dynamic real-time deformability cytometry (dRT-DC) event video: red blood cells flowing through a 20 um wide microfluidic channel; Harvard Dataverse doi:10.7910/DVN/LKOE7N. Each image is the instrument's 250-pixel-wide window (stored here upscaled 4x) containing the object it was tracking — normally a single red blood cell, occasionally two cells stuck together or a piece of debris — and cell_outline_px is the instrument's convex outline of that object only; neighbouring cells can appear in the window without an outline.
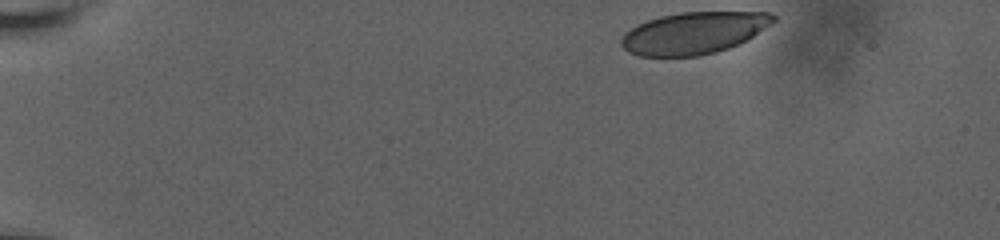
{"species": "human", "species_latin": "Homo sapiens", "temperature_condition": "room temperature", "stored_images_in_passage": 43, "camera_frame_rate_fps": 3000, "um_per_image_px": 0.085, "donor": {"sex": "male"}, "frame": {"image": 1, "passage_image": 1, "time_ms": 0.0, "image_size_px": [1000, 240], "cell_outline_px": [[776, 20], [772, 24], [752, 36], [728, 48], [716, 52], [696, 56], [640, 56], [628, 52], [620, 44], [620, 40], [636, 24], [660, 16], [680, 12], [768, 12], [776, 16]], "centroid_in_image_um": [58.97, 2.79], "position_along_channel_um": 26.0, "area_um2": 36.88}}
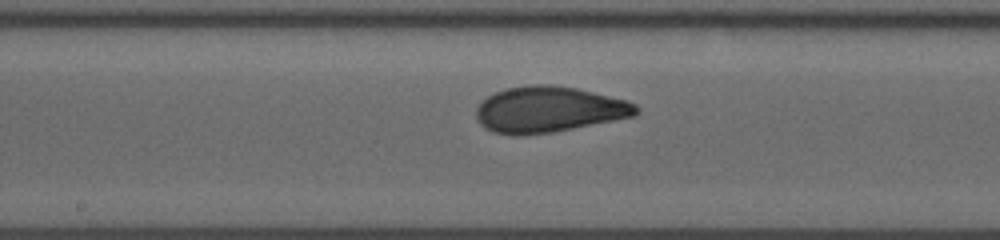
{"frame": {"image": 2, "passage_image": 25, "time_ms": 8.0, "image_size_px": [1000, 240], "cell_outline_px": [[640, 112], [636, 116], [552, 132], [516, 136], [492, 132], [484, 128], [480, 124], [476, 116], [476, 108], [488, 96], [504, 88], [532, 84], [552, 84], [576, 88], [628, 100], [636, 104], [640, 108]], "centroid_in_image_um": [46.66, 9.3], "position_along_channel_um": 201.5, "area_um2": 43.06}}
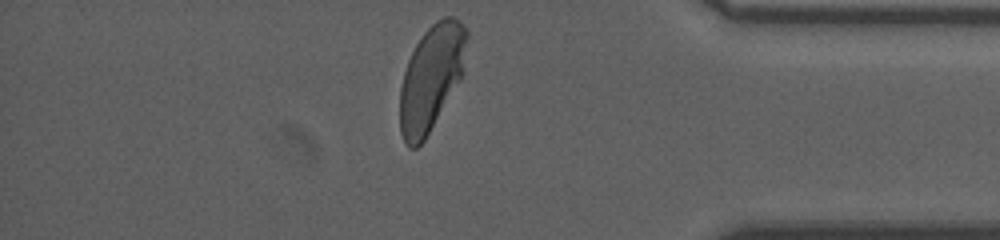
{"frame": {"image": 3, "passage_image": 43, "time_ms": 14.0, "image_size_px": [1000, 240], "cell_outline_px": [[468, 36], [464, 72], [460, 80], [424, 140], [416, 148], [408, 148], [400, 132], [400, 88], [404, 72], [408, 60], [416, 44], [424, 32], [436, 20], [444, 16], [452, 16], [460, 20], [468, 32]], "centroid_in_image_um": [36.67, 6.58], "position_along_channel_um": 398.5, "area_um2": 41.15}, "authors_computed_cell_mechanics": {"area_um2": 41.0958, "velocity_mm_per_s": 3.6442, "shape_relaxation_time_tau1_ms": 4.1929, "shape_relaxation_time_tau2_ms": null, "deformation_change_tau1": 0.1509, "deformation_change_tau2": null}}